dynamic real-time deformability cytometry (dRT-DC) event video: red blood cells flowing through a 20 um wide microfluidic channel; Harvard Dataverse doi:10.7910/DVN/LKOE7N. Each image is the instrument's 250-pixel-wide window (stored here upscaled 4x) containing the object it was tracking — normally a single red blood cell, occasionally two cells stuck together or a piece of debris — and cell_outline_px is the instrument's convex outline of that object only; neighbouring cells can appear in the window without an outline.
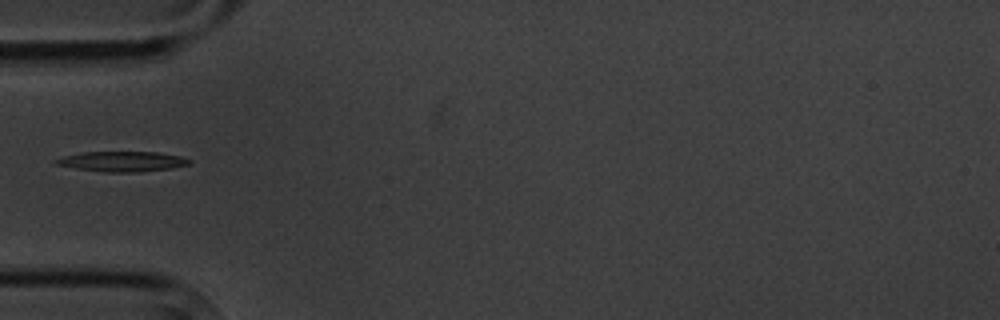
{"species": "common noctule bat (a hibernating species)", "species_latin": "Nyctalus noctula", "temperature_condition": "cold", "stored_images_in_passage": 1, "camera_frame_rate_fps": 3000, "um_per_image_px": 0.085, "animal": {"sex": "male", "body_mass_g": 20.1, "forearm_length_mm": 53.5}, "frame": {"image": 1, "passage_image": 1, "time_ms": 0.0, "image_size_px": [1000, 320], "cell_outline_px": [[192, 160], [188, 164], [172, 168], [140, 172], [104, 172], [76, 168], [52, 164], [52, 160], [64, 156], [80, 152], [156, 152], [180, 156]], "centroid_in_image_um": [10.33, 13.72], "position_along_channel_um": 74.7, "area_um2": 15.72}}